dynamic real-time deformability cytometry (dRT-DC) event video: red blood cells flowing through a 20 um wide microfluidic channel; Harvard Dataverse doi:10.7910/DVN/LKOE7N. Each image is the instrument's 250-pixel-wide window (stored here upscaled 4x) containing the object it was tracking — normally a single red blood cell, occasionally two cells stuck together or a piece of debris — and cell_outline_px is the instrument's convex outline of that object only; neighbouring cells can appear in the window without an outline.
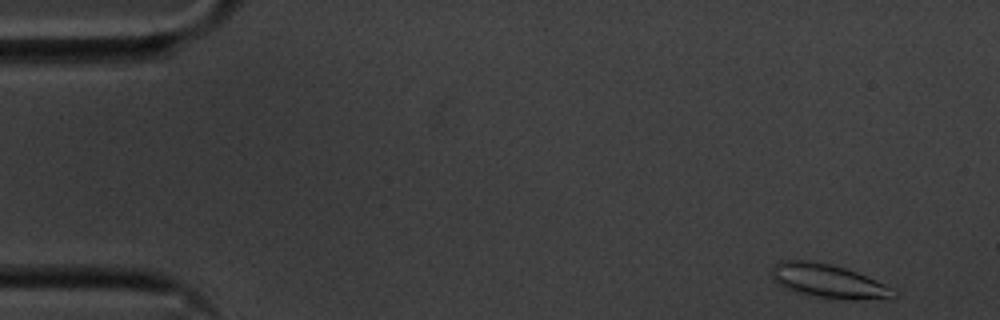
{"species": "common noctule bat (a hibernating species)", "species_latin": "Nyctalus noctula", "temperature_condition": "cold", "stored_images_in_passage": 54, "camera_frame_rate_fps": 3000, "um_per_image_px": 0.085, "animal": {"sex": "male", "body_mass_g": 20.1, "forearm_length_mm": 53.5}, "frame": {"image": 1, "passage_image": 2, "time_ms": 0.333, "image_size_px": [1000, 320], "cell_outline_px": [[900, 292], [896, 296], [856, 300], [844, 300], [804, 296], [784, 288], [776, 284], [772, 280], [772, 264], [780, 260], [808, 260], [832, 264], [856, 272], [884, 284]], "centroid_in_image_um": [70.32, 23.9], "position_along_channel_um": 14.7, "area_um2": 24.45}}
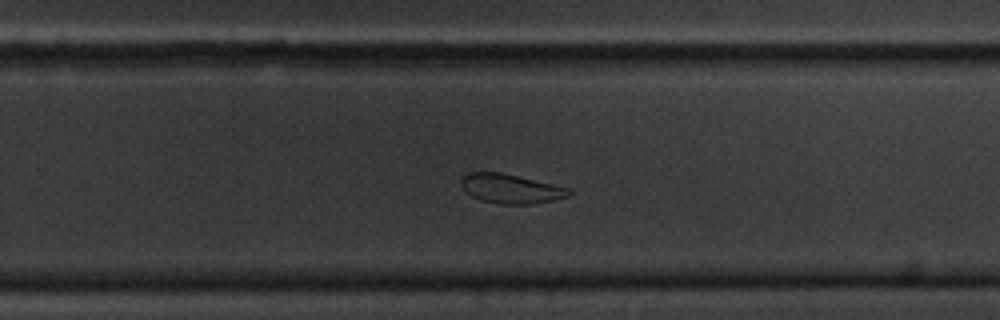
{"frame": {"image": 2, "passage_image": 34, "time_ms": 11.0, "image_size_px": [1000, 320], "cell_outline_px": [[572, 192], [568, 196], [552, 200], [532, 204], [500, 204], [480, 200], [472, 196], [460, 184], [460, 180], [468, 172], [500, 172], [572, 188]], "centroid_in_image_um": [43.44, 16.04], "position_along_channel_um": 286.4, "area_um2": 18.38}}
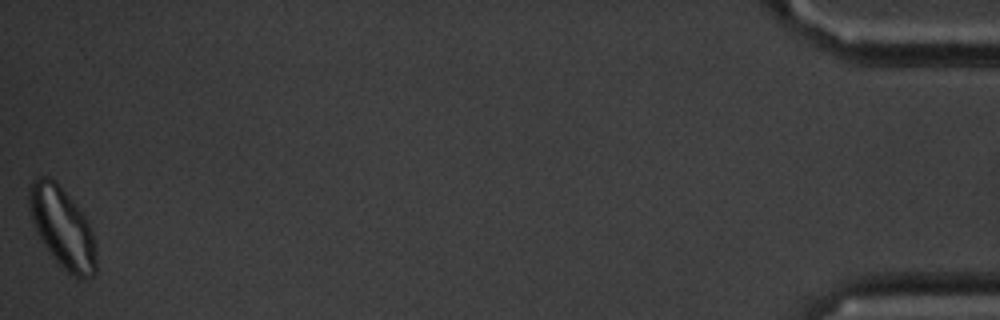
{"frame": {"image": 3, "passage_image": 54, "time_ms": 17.667, "image_size_px": [1000, 320], "cell_outline_px": [[96, 272], [92, 276], [84, 280], [76, 280], [52, 256], [36, 232], [28, 208], [28, 188], [32, 180], [36, 176], [48, 176], [68, 196], [88, 220], [92, 228], [96, 244]], "centroid_in_image_um": [5.31, 19.38], "position_along_channel_um": 429.9, "area_um2": 31.62}, "authors_computed_cell_mechanics": {"area_um2": 21.0681, "velocity_mm_per_s": 3.564, "shape_relaxation_time_tau1_ms": 5.8844, "shape_relaxation_time_tau2_ms": 7.0538, "deformation_change_tau1": 0.0942, "deformation_change_tau2": 0.1358}}